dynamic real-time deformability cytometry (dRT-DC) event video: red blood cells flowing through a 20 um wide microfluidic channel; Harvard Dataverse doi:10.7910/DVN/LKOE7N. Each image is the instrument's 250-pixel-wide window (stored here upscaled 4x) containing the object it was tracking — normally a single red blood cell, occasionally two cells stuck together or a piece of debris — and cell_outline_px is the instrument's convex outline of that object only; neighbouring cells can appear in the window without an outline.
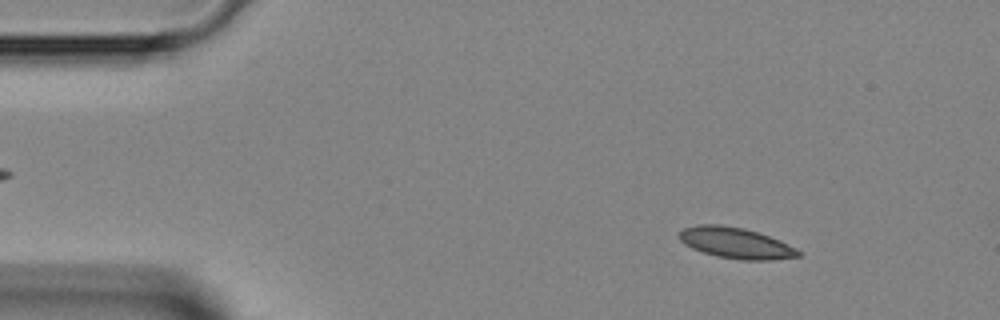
{"species": "Egyptian fruit bat (a non-hibernating species)", "species_latin": "Rousettus aegyptiacus", "temperature_condition": "room temperature", "stored_images_in_passage": 46, "segment_of_instrument_passage": [1, 2], "camera_frame_rate_fps": 3000, "um_per_image_px": 0.085, "animal": {"sex": "female"}, "frame": {"image": 1, "passage_image": 5, "time_ms": 1.333, "image_size_px": [1000, 320], "cell_outline_px": [[800, 256], [772, 260], [740, 260], [716, 256], [692, 248], [684, 244], [680, 240], [680, 232], [684, 228], [696, 224], [720, 224], [744, 228], [780, 240], [796, 248], [800, 252]], "centroid_in_image_um": [62.54, 20.65], "position_along_channel_um": 22.5, "area_um2": 21.39}}
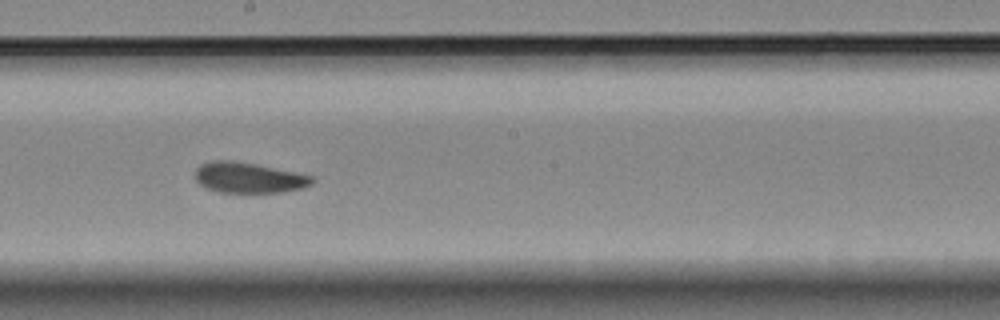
{"frame": {"image": 2, "passage_image": 24, "time_ms": 7.667, "image_size_px": [1000, 320], "cell_outline_px": [[316, 180], [312, 184], [300, 188], [280, 192], [220, 192], [208, 188], [200, 184], [196, 180], [196, 168], [200, 164], [212, 160], [232, 160], [256, 164], [296, 172], [312, 176]], "centroid_in_image_um": [21.14, 15.09], "position_along_channel_um": 227.1, "area_um2": 20.69}}
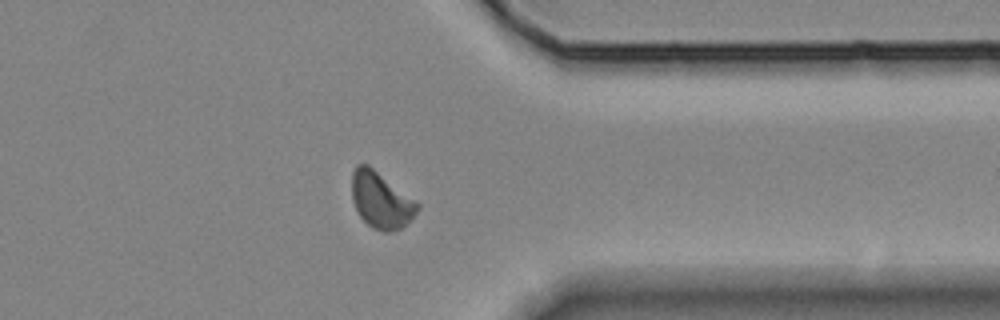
{"frame": {"image": 3, "passage_image": 35, "time_ms": 11.333, "image_size_px": [1000, 320], "cell_outline_px": [[420, 208], [400, 228], [392, 232], [384, 232], [372, 228], [360, 216], [352, 200], [352, 172], [356, 164], [368, 164], [420, 204]], "centroid_in_image_um": [32.35, 17.0], "position_along_channel_um": 379.0, "area_um2": 21.21}}